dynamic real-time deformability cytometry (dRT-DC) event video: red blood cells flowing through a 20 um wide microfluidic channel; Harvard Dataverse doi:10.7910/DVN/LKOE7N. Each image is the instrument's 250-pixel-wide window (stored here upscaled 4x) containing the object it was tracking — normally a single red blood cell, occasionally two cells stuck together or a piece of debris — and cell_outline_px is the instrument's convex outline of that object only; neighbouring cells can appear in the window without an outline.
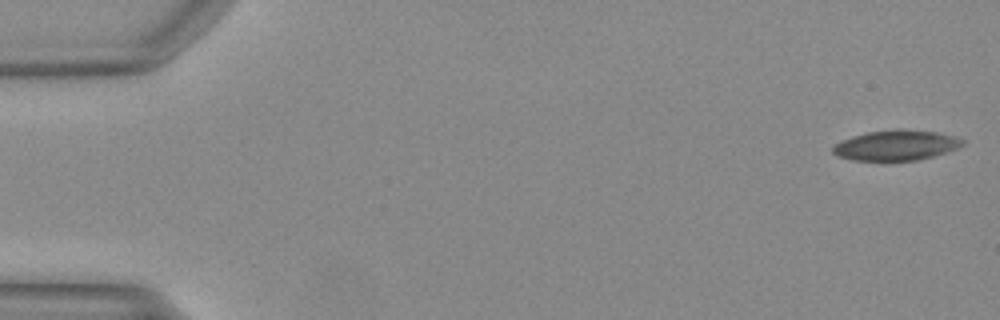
{"species": "Egyptian fruit bat (a non-hibernating species)", "species_latin": "Rousettus aegyptiacus", "temperature_condition": "warm", "stored_images_in_passage": 12, "camera_frame_rate_fps": 3000, "um_per_image_px": 0.085, "animal": {"sex": "female"}, "frame": {"image": 1, "passage_image": 1, "time_ms": 0.0, "image_size_px": [1000, 320], "cell_outline_px": [[964, 144], [956, 148], [932, 156], [916, 160], [852, 160], [836, 156], [832, 152], [832, 148], [836, 144], [852, 136], [868, 132], [892, 128], [900, 128], [936, 132], [956, 136], [964, 140]], "centroid_in_image_um": [76.15, 12.33], "position_along_channel_um": 8.8, "area_um2": 22.77}}